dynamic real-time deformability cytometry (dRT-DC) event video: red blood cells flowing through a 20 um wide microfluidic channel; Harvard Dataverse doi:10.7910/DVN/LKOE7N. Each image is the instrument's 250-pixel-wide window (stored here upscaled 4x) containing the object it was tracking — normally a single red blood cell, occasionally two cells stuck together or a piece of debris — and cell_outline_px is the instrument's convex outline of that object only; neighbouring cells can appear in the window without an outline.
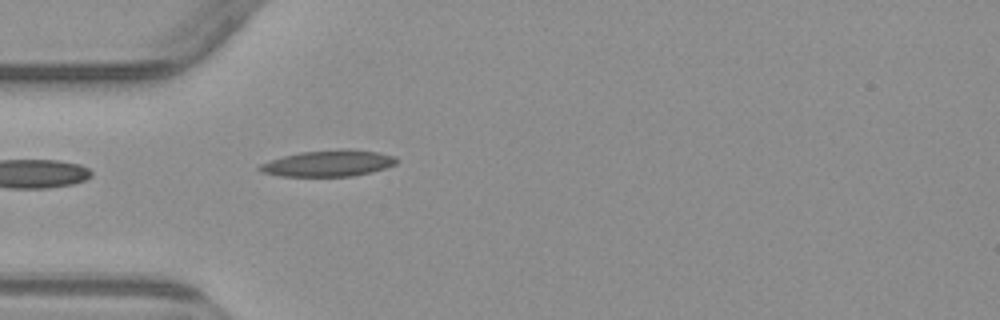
{"species": "common noctule bat (a hibernating species)", "species_latin": "Nyctalus noctula", "temperature_condition": "warm", "stored_images_in_passage": 3, "camera_frame_rate_fps": 3000, "um_per_image_px": 0.085, "animal": {"sex": "male", "body_mass_g": 23.1, "forearm_length_mm": 52.7}, "frame": {"image": 1, "passage_image": 3, "time_ms": 2.667, "image_size_px": [1000, 320], "cell_outline_px": [[396, 164], [372, 172], [352, 176], [280, 176], [260, 172], [256, 168], [260, 164], [284, 156], [300, 152], [348, 148], [376, 152], [396, 156]], "centroid_in_image_um": [27.9, 13.88], "position_along_channel_um": 57.1, "area_um2": 20.92}}